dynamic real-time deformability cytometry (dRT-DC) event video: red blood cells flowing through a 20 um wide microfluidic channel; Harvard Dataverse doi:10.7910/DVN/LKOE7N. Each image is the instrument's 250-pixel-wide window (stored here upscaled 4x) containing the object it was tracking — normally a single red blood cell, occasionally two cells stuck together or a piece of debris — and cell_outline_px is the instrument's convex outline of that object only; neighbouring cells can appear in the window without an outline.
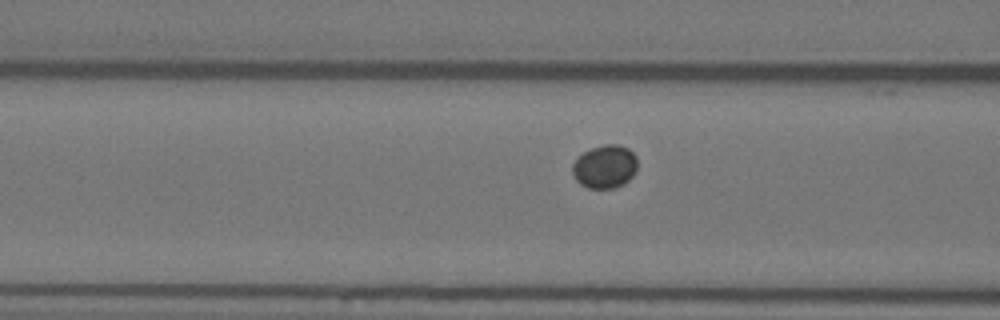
{"species": "Egyptian fruit bat (a non-hibernating species)", "species_latin": "Rousettus aegyptiacus", "temperature_condition": "warm", "stored_images_in_passage": 16, "camera_frame_rate_fps": 3000, "um_per_image_px": 0.085, "animal": {"sex": "female"}, "frame": {"image": 1, "passage_image": 14, "time_ms": 4.333, "image_size_px": [1000, 320], "cell_outline_px": [[636, 172], [624, 184], [616, 188], [588, 188], [580, 184], [576, 180], [572, 172], [572, 164], [584, 152], [592, 148], [604, 144], [616, 144], [628, 148], [636, 156]], "centroid_in_image_um": [51.42, 14.17], "position_along_channel_um": 115.2, "area_um2": 16.36}}